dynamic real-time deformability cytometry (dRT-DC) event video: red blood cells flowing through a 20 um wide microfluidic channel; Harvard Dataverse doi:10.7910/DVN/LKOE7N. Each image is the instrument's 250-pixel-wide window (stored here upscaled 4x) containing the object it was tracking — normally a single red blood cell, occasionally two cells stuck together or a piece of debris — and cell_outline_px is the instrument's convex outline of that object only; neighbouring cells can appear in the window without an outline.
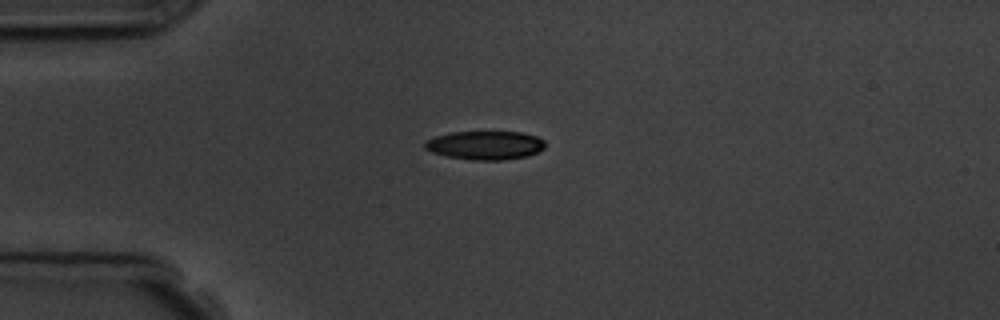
{"species": "common noctule bat (a hibernating species)", "species_latin": "Nyctalus noctula", "temperature_condition": "room temperature", "stored_images_in_passage": 12, "camera_frame_rate_fps": 3000, "um_per_image_px": 0.085, "animal": {"sex": "male", "body_mass_g": 19.5, "forearm_length_mm": 54.6}, "frame": {"image": 1, "passage_image": 1, "time_ms": 0.0, "image_size_px": [1000, 320], "cell_outline_px": [[544, 148], [528, 156], [500, 160], [472, 160], [448, 156], [432, 152], [424, 148], [424, 140], [436, 136], [452, 132], [520, 132], [536, 136], [544, 140]], "centroid_in_image_um": [41.22, 12.34], "position_along_channel_um": 43.8, "area_um2": 20.0}}
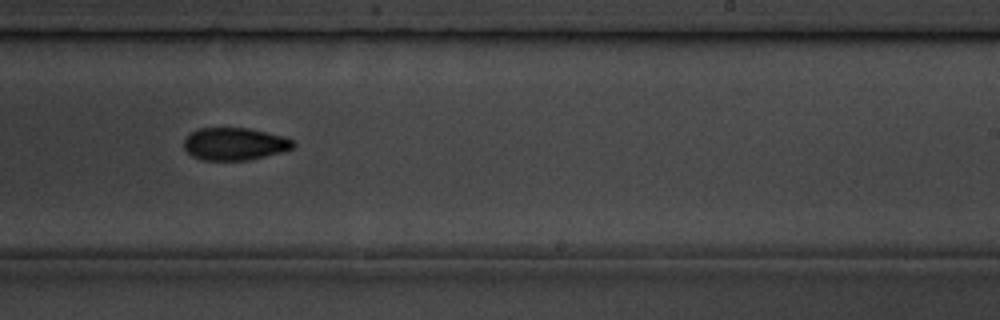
{"frame": {"image": 2, "passage_image": 7, "time_ms": 6.667, "image_size_px": [1000, 320], "cell_outline_px": [[296, 144], [292, 148], [280, 152], [248, 160], [200, 160], [192, 156], [184, 148], [184, 140], [192, 132], [200, 128], [248, 128], [284, 136], [296, 140]], "centroid_in_image_um": [19.96, 12.23], "position_along_channel_um": 269.0, "area_um2": 20.63}}
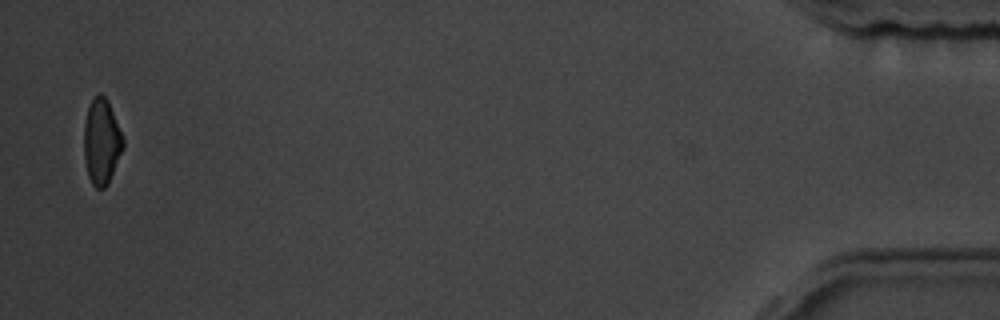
{"frame": {"image": 3, "passage_image": 12, "time_ms": 13.333, "image_size_px": [1000, 320], "cell_outline_px": [[124, 148], [108, 184], [104, 188], [96, 188], [92, 184], [88, 176], [84, 156], [84, 124], [88, 108], [92, 100], [100, 92], [108, 100], [124, 140]], "centroid_in_image_um": [8.64, 12.06], "position_along_channel_um": 426.6, "area_um2": 19.48}, "authors_computed_cell_mechanics": {"area_um2": 20.7502, "velocity_mm_per_s": 3.7189, "shape_relaxation_time_tau1_ms": 3.0527, "shape_relaxation_time_tau2_ms": 3.4021, "deformation_change_tau1": 0.1038, "deformation_change_tau2": 0.0855}}